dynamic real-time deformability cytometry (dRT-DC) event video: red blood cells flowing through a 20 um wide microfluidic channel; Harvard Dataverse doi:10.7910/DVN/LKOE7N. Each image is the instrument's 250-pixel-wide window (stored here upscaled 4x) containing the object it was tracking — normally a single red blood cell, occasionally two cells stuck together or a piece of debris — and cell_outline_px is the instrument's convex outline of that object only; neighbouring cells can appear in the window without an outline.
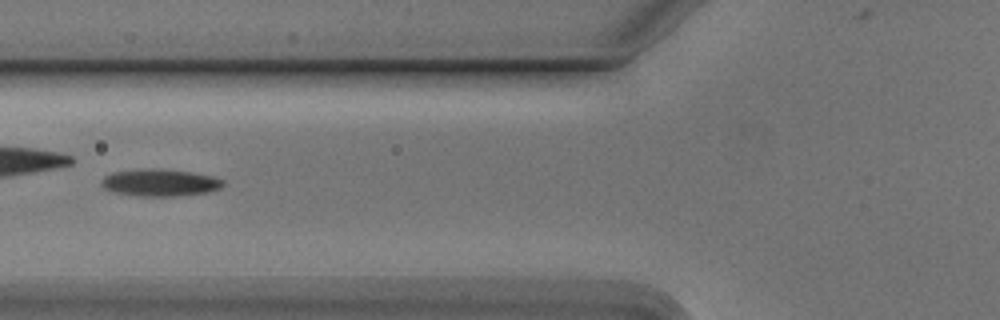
{"species": "Egyptian fruit bat (a non-hibernating species)", "species_latin": "Rousettus aegyptiacus", "temperature_condition": "cold", "stored_images_in_passage": 33, "camera_frame_rate_fps": 3000, "um_per_image_px": 0.085, "animal": {"sex": "male"}, "frame": {"image": 1, "passage_image": 10, "time_ms": 3.0, "image_size_px": [1000, 320], "cell_outline_px": [[224, 184], [220, 188], [208, 192], [180, 196], [136, 196], [112, 192], [104, 188], [100, 184], [100, 180], [104, 176], [112, 172], [140, 168], [160, 168], [192, 172], [212, 176], [224, 180]], "centroid_in_image_um": [13.56, 15.52], "position_along_channel_um": 112.2, "area_um2": 19.65}, "authors_computed_cell_mechanics": {"area_um2": 19.0162, "velocity_mm_per_s": 3.7823, "shape_relaxation_time_tau1_ms": 2.7263, "shape_relaxation_time_tau2_ms": 3.0779, "deformation_change_tau1": 0.1354, "deformation_change_tau2": 0.1016}}